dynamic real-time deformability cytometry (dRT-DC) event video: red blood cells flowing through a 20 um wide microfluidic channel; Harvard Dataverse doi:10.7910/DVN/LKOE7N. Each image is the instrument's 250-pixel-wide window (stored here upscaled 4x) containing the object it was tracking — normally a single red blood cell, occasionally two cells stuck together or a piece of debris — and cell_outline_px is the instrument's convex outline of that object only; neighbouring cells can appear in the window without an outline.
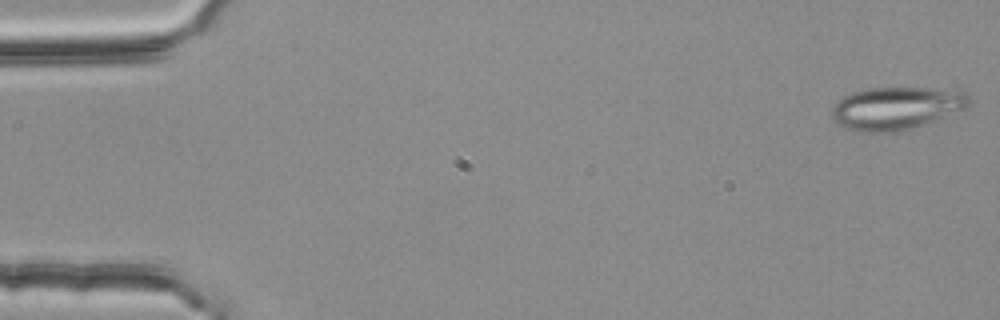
{"species": "common noctule bat (a hibernating species)", "species_latin": "Nyctalus noctula", "temperature_condition": "room temperature", "stored_images_in_passage": 38, "camera_frame_rate_fps": 3000, "um_per_image_px": 0.085, "animal": {"sex": "female", "body_mass_g": 25.1}, "frame": {"image": 1, "passage_image": 1, "time_ms": 0.0, "image_size_px": [1000, 320], "cell_outline_px": [[972, 100], [964, 108], [912, 128], [892, 132], [860, 132], [848, 128], [840, 124], [832, 116], [832, 108], [844, 96], [852, 92], [868, 88], [928, 88], [964, 92]], "centroid_in_image_um": [76.15, 9.19], "position_along_channel_um": 8.8, "area_um2": 33.35}}
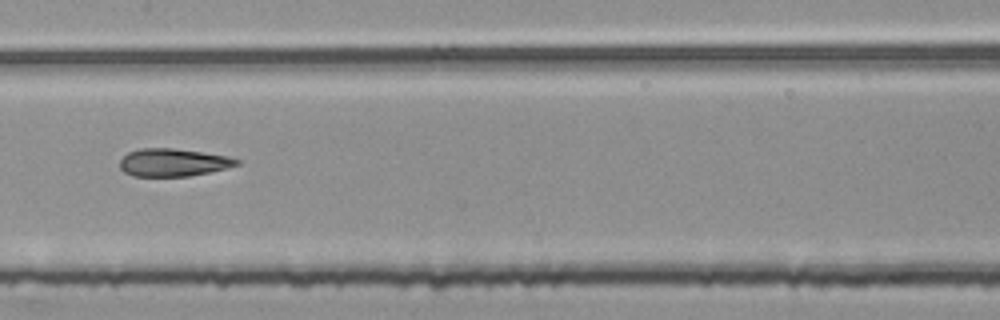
{"frame": {"image": 2, "passage_image": 27, "time_ms": 8.667, "image_size_px": [1000, 320], "cell_outline_px": [[240, 164], [208, 172], [188, 176], [132, 176], [124, 172], [120, 168], [120, 160], [128, 152], [140, 148], [172, 148], [228, 156], [240, 160]], "centroid_in_image_um": [14.68, 13.81], "position_along_channel_um": 192.7, "area_um2": 18.73}}
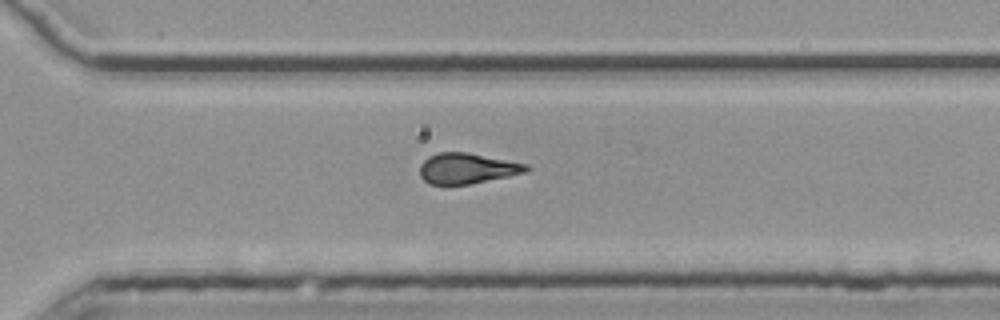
{"frame": {"image": 3, "passage_image": 38, "time_ms": 12.333, "image_size_px": [1000, 320], "cell_outline_px": [[532, 168], [524, 172], [508, 176], [468, 184], [444, 188], [428, 184], [420, 176], [420, 164], [428, 156], [440, 152], [468, 152], [528, 164]], "centroid_in_image_um": [39.64, 14.34], "position_along_channel_um": 331.0, "area_um2": 19.48}}